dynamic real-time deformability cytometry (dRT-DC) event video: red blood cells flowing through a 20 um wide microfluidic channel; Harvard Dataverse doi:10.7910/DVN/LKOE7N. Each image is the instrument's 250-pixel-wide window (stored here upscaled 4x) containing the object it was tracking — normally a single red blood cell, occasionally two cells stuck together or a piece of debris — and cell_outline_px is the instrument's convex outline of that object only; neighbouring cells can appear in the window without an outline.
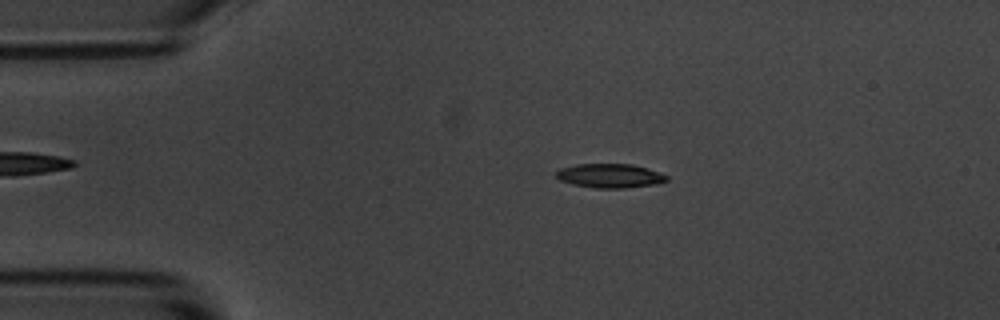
{"species": "common noctule bat (a hibernating species)", "species_latin": "Nyctalus noctula", "temperature_condition": "room temperature", "stored_images_in_passage": 51, "camera_frame_rate_fps": 3000, "um_per_image_px": 0.085, "animal": {"sex": "male", "body_mass_g": 20.1, "forearm_length_mm": 53.5}, "frame": {"image": 1, "passage_image": 7, "time_ms": 2.0, "image_size_px": [1000, 320], "cell_outline_px": [[668, 180], [656, 184], [624, 188], [596, 188], [572, 184], [560, 180], [552, 176], [552, 172], [560, 168], [576, 164], [632, 164], [648, 168], [660, 172], [668, 176]], "centroid_in_image_um": [51.79, 14.93], "position_along_channel_um": 33.2, "area_um2": 15.78}}
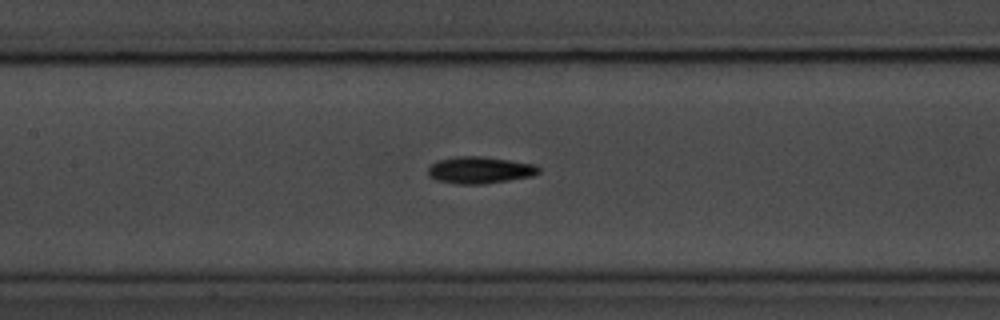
{"frame": {"image": 2, "passage_image": 21, "time_ms": 6.667, "image_size_px": [1000, 320], "cell_outline_px": [[540, 172], [532, 176], [484, 184], [456, 184], [436, 180], [428, 176], [428, 168], [436, 160], [456, 156], [480, 156], [536, 164], [540, 168]], "centroid_in_image_um": [40.76, 14.45], "position_along_channel_um": 166.6, "area_um2": 17.4}}
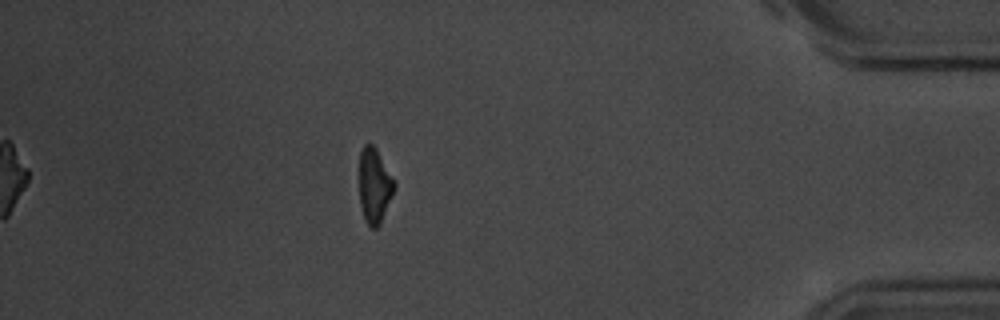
{"frame": {"image": 3, "passage_image": 44, "time_ms": 14.333, "image_size_px": [1000, 320], "cell_outline_px": [[396, 188], [380, 224], [376, 228], [372, 228], [364, 220], [360, 204], [360, 152], [364, 144], [372, 144], [376, 148], [396, 180]], "centroid_in_image_um": [31.86, 15.78], "position_along_channel_um": 403.3, "area_um2": 15.49}, "authors_computed_cell_mechanics": {"area_um2": 15.9528, "velocity_mm_per_s": 3.6848, "shape_relaxation_time_tau1_ms": 2.587, "shape_relaxation_time_tau2_ms": 8.7298, "deformation_change_tau1": 0.1533, "deformation_change_tau2": 0.1587}}